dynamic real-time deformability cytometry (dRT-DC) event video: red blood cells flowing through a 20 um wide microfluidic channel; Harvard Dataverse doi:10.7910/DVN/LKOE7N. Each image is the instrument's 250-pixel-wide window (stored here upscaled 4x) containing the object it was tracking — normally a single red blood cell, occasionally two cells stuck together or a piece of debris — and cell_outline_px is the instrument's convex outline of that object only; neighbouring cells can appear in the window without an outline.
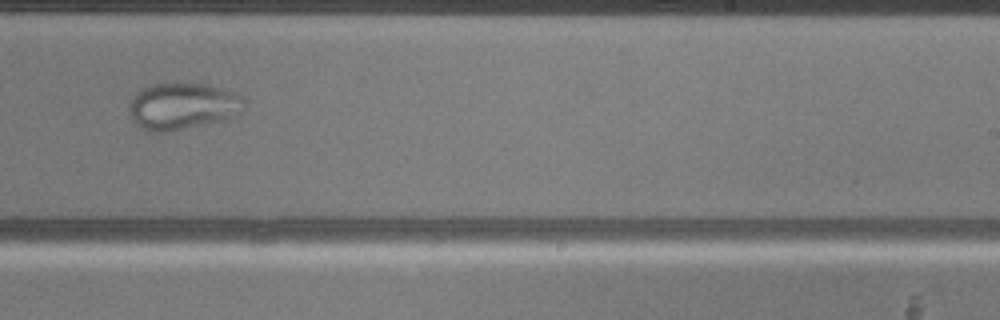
{"species": "common noctule bat (a hibernating species)", "species_latin": "Nyctalus noctula", "temperature_condition": "warm", "stored_images_in_passage": 52, "camera_frame_rate_fps": 3000, "um_per_image_px": 0.085, "animal": {"sex": "male", "body_mass_g": 20.5, "forearm_length_mm": 52.5}, "frame": {"image": 1, "passage_image": 32, "time_ms": 10.333, "image_size_px": [1000, 320], "cell_outline_px": [[224, 92], [220, 116], [212, 120], [176, 128], [148, 128], [140, 124], [136, 120], [132, 112], [132, 100], [144, 88], [156, 84], [200, 84]], "centroid_in_image_um": [15.01, 8.95], "position_along_channel_um": 274.0, "area_um2": 24.57}}
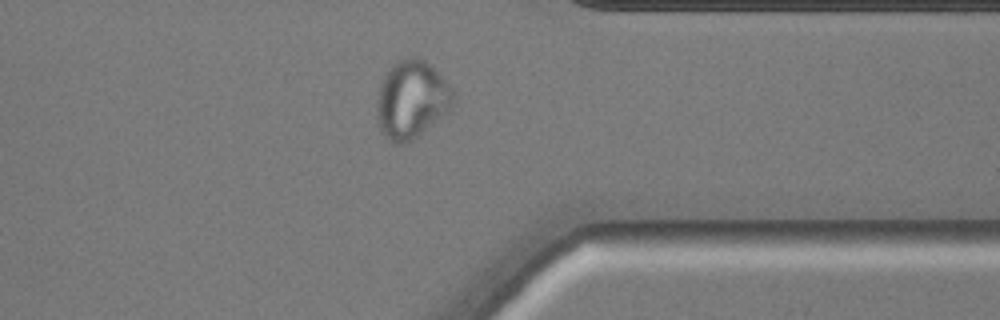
{"frame": {"image": 2, "passage_image": 40, "time_ms": 13.0, "image_size_px": [1000, 320], "cell_outline_px": [[452, 92], [448, 100], [408, 140], [392, 140], [384, 132], [380, 124], [380, 88], [388, 72], [396, 64], [404, 60], [420, 60], [428, 64], [436, 72]], "centroid_in_image_um": [34.88, 8.36], "position_along_channel_um": 376.5, "area_um2": 29.13}}